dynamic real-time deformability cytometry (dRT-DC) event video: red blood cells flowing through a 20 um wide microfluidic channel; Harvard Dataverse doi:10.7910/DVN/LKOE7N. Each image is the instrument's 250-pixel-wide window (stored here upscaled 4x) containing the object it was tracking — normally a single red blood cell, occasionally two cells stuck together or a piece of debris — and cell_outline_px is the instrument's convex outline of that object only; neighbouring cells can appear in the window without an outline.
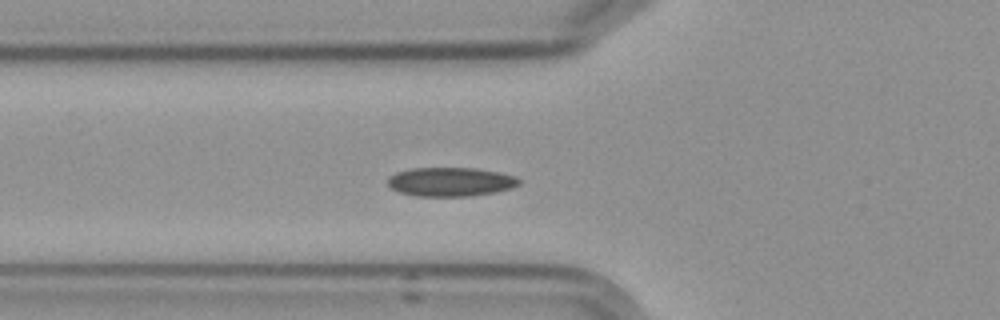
{"species": "Egyptian fruit bat (a non-hibernating species)", "species_latin": "Rousettus aegyptiacus", "temperature_condition": "cold", "stored_images_in_passage": 3, "camera_frame_rate_fps": 3000, "um_per_image_px": 0.085, "frame": {"image": 1, "passage_image": 3, "time_ms": 3.333, "image_size_px": [1000, 320], "cell_outline_px": [[520, 184], [512, 188], [492, 192], [468, 196], [416, 196], [400, 192], [392, 188], [388, 184], [388, 176], [396, 172], [412, 168], [476, 168], [516, 176], [520, 180]], "centroid_in_image_um": [38.28, 15.45], "position_along_channel_um": 87.5, "area_um2": 22.02}}